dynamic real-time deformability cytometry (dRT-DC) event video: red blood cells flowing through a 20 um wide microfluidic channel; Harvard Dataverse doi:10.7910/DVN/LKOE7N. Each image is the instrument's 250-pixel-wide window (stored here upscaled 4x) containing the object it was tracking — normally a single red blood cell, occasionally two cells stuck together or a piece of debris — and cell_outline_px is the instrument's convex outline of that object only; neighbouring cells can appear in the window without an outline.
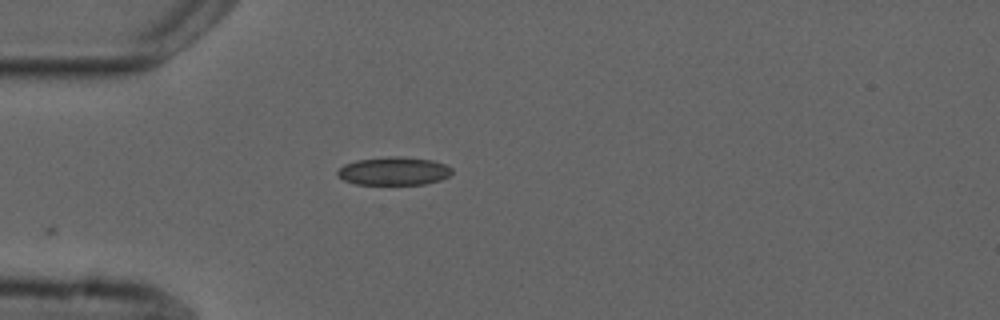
{"species": "common noctule bat (a hibernating species)", "species_latin": "Nyctalus noctula", "temperature_condition": "cold", "stored_images_in_passage": 1, "camera_frame_rate_fps": 3000, "um_per_image_px": 0.085, "animal": {"sex": "male", "forearm_length_mm": 52.5}, "frame": {"image": 1, "passage_image": 1, "time_ms": 0.0, "image_size_px": [1000, 320], "cell_outline_px": [[452, 172], [448, 176], [440, 180], [424, 184], [356, 184], [344, 180], [336, 172], [344, 164], [356, 160], [388, 156], [400, 156], [432, 160], [444, 164], [452, 168]], "centroid_in_image_um": [33.47, 14.53], "position_along_channel_um": 51.5, "area_um2": 18.73}}